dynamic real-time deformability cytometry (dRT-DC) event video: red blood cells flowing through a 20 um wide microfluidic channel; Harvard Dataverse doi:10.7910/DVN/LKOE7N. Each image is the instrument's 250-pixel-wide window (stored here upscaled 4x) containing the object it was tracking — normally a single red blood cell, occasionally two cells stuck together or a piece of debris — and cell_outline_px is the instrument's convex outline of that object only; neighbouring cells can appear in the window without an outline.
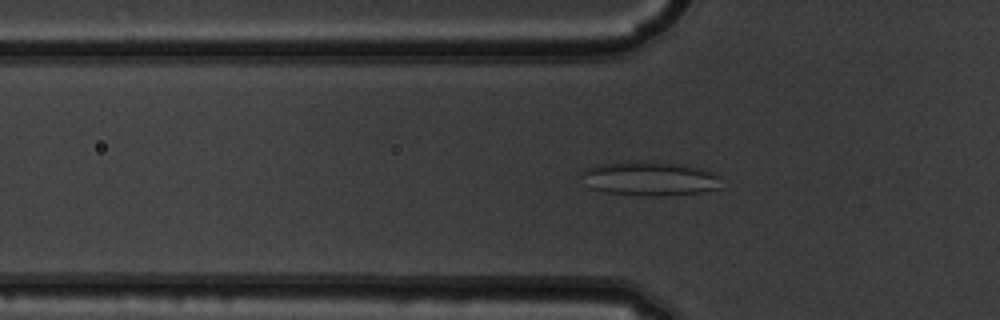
{"species": "common noctule bat (a hibernating species)", "species_latin": "Nyctalus noctula", "temperature_condition": "warm", "stored_images_in_passage": 51, "camera_frame_rate_fps": 3000, "um_per_image_px": 0.085, "animal": {"sex": "male", "body_mass_g": 19.5, "forearm_length_mm": 54.6}, "frame": {"image": 1, "passage_image": 17, "time_ms": 5.333, "image_size_px": [1000, 320], "cell_outline_px": [[720, 188], [700, 192], [664, 196], [648, 196], [604, 192], [592, 188], [580, 172], [584, 168], [596, 164], [640, 160], [684, 164], [704, 168], [720, 176]], "centroid_in_image_um": [55.26, 15.16], "position_along_channel_um": 70.5, "area_um2": 28.15}}
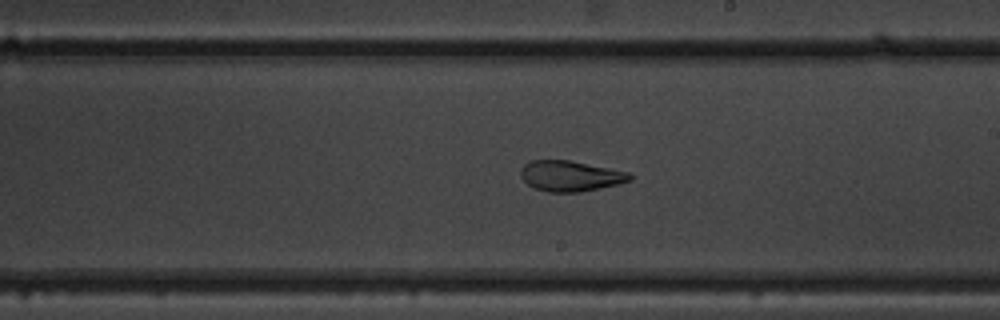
{"frame": {"image": 2, "passage_image": 30, "time_ms": 9.667, "image_size_px": [1000, 320], "cell_outline_px": [[632, 180], [600, 188], [580, 192], [548, 192], [536, 188], [528, 184], [520, 176], [520, 168], [528, 160], [568, 160], [628, 172], [632, 176]], "centroid_in_image_um": [48.44, 14.95], "position_along_channel_um": 240.6, "area_um2": 19.31}}
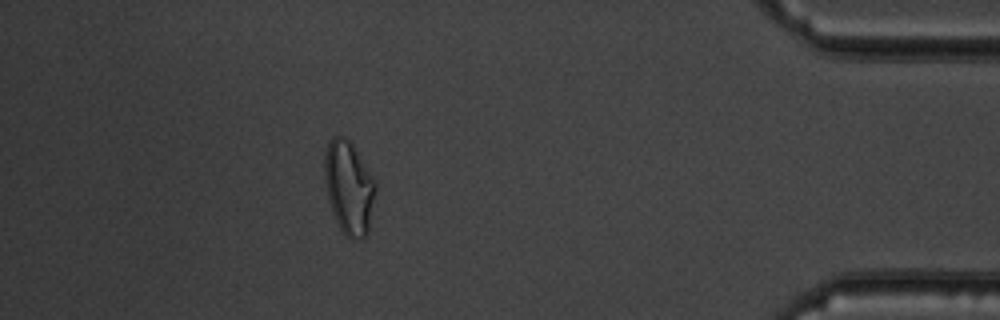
{"frame": {"image": 3, "passage_image": 46, "time_ms": 15.0, "image_size_px": [1000, 320], "cell_outline_px": [[376, 188], [368, 236], [360, 240], [348, 236], [340, 228], [332, 212], [328, 196], [324, 176], [324, 152], [328, 140], [332, 136], [344, 136], [352, 140], [376, 180]], "centroid_in_image_um": [29.68, 15.87], "position_along_channel_um": 405.5, "area_um2": 28.32}, "authors_computed_cell_mechanics": {"area_um2": 25.2586, "velocity_mm_per_s": 3.9175, "shape_relaxation_time_tau1_ms": 10.2458, "shape_relaxation_time_tau2_ms": 1.7748, "deformation_change_tau1": 0.2452, "deformation_change_tau2": 0.0886}}